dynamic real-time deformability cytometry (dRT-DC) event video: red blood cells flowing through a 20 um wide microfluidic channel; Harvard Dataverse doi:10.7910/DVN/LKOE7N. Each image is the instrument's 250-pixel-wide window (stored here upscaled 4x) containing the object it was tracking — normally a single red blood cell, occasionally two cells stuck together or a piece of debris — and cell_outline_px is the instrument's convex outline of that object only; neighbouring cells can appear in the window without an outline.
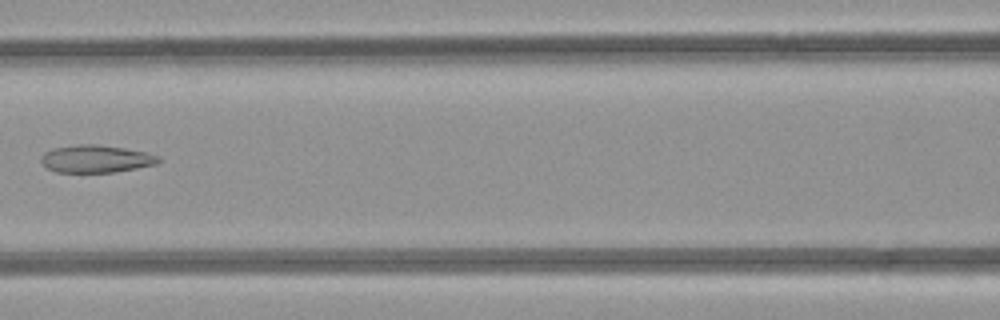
{"species": "common noctule bat (a hibernating species)", "species_latin": "Nyctalus noctula", "temperature_condition": "room temperature", "stored_images_in_passage": 3, "camera_frame_rate_fps": 3000, "um_per_image_px": 0.085, "animal": {"sex": "female", "body_mass_g": 21.9}, "frame": {"image": 1, "passage_image": 3, "time_ms": 2.0, "image_size_px": [1000, 320], "cell_outline_px": [[160, 160], [156, 164], [136, 168], [112, 172], [56, 172], [48, 168], [40, 160], [40, 156], [44, 152], [52, 148], [76, 144], [96, 144], [124, 148], [144, 152], [160, 156]], "centroid_in_image_um": [8.12, 13.49], "position_along_channel_um": 158.5, "area_um2": 18.79}}